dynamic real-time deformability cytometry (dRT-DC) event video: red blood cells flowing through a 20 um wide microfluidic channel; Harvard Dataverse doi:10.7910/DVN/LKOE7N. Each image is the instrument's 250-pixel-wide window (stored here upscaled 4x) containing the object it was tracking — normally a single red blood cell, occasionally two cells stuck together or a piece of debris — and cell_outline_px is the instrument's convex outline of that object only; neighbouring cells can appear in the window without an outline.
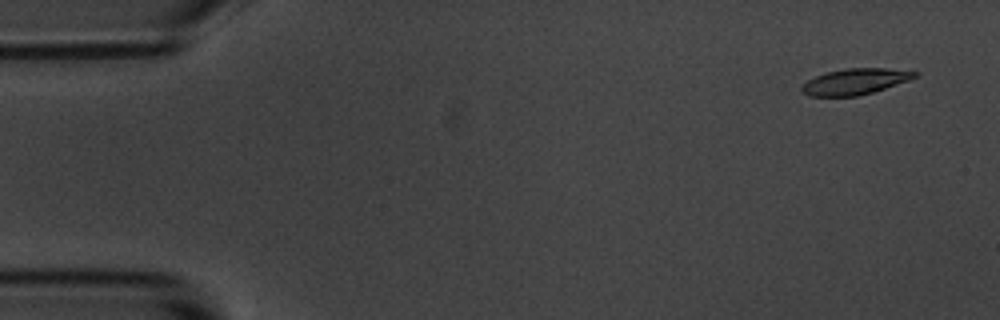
{"species": "common noctule bat (a hibernating species)", "species_latin": "Nyctalus noctula", "temperature_condition": "room temperature", "stored_images_in_passage": 53, "camera_frame_rate_fps": 3000, "um_per_image_px": 0.085, "animal": {"sex": "male", "body_mass_g": 20.1, "forearm_length_mm": 53.5}, "frame": {"image": 1, "passage_image": 1, "time_ms": 0.0, "image_size_px": [1000, 320], "cell_outline_px": [[920, 72], [916, 76], [908, 80], [872, 92], [856, 96], [808, 96], [800, 92], [800, 88], [808, 80], [816, 76], [828, 72], [848, 68], [884, 68]], "centroid_in_image_um": [72.64, 6.94], "position_along_channel_um": 12.4, "area_um2": 16.82}}
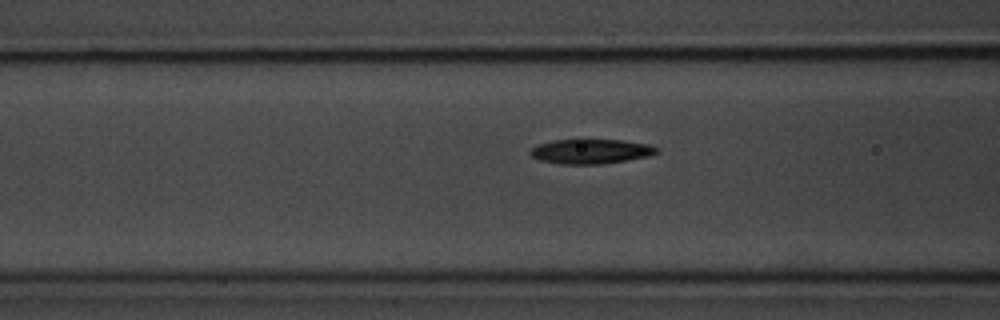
{"frame": {"image": 2, "passage_image": 19, "time_ms": 6.0, "image_size_px": [1000, 320], "cell_outline_px": [[660, 152], [648, 156], [600, 164], [560, 164], [540, 160], [532, 156], [528, 152], [536, 144], [552, 140], [580, 136], [584, 136], [624, 140], [648, 144], [660, 148]], "centroid_in_image_um": [50.19, 12.8], "position_along_channel_um": 116.4, "area_um2": 19.25}}
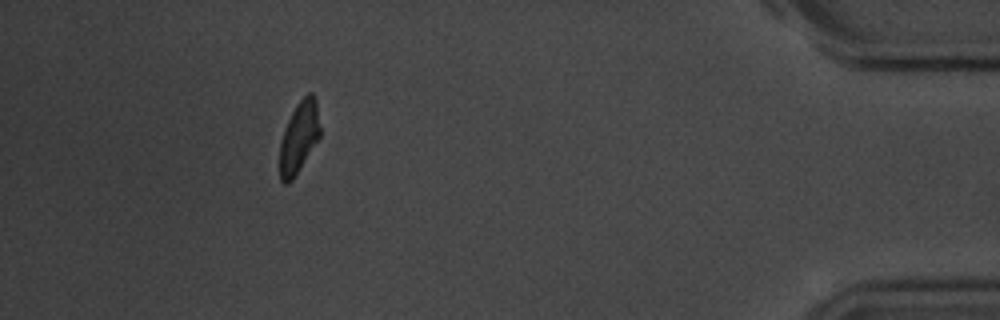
{"frame": {"image": 3, "passage_image": 48, "time_ms": 15.667, "image_size_px": [1000, 320], "cell_outline_px": [[320, 136], [292, 180], [288, 184], [284, 184], [280, 180], [280, 140], [284, 128], [296, 104], [308, 92], [312, 92], [316, 100], [320, 128]], "centroid_in_image_um": [25.4, 11.65], "position_along_channel_um": 409.8, "area_um2": 16.65}, "authors_computed_cell_mechanics": {"area_um2": 18.0914, "velocity_mm_per_s": 3.6294, "shape_relaxation_time_tau1_ms": 3.6378, "shape_relaxation_time_tau2_ms": null, "deformation_change_tau1": 0.1517, "deformation_change_tau2": null}}